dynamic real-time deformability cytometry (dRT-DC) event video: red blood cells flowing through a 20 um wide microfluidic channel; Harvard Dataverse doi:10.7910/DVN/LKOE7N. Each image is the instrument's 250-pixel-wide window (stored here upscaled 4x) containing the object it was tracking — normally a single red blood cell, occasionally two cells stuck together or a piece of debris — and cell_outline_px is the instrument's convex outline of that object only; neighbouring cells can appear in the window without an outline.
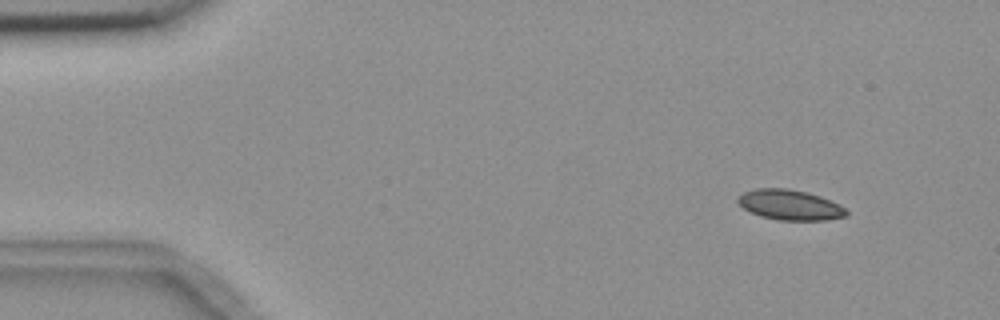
{"species": "common noctule bat (a hibernating species)", "species_latin": "Nyctalus noctula", "temperature_condition": "room temperature", "stored_images_in_passage": 6, "camera_frame_rate_fps": 3000, "um_per_image_px": 0.085, "animal": {"sex": "female", "body_mass_g": 18.4}, "frame": {"image": 1, "passage_image": 2, "time_ms": 1.0, "image_size_px": [1000, 320], "cell_outline_px": [[848, 216], [828, 220], [776, 220], [760, 216], [744, 208], [736, 200], [744, 192], [756, 188], [788, 188], [808, 192], [820, 196], [840, 204], [848, 212]], "centroid_in_image_um": [67.18, 17.42], "position_along_channel_um": 17.8, "area_um2": 19.19}}
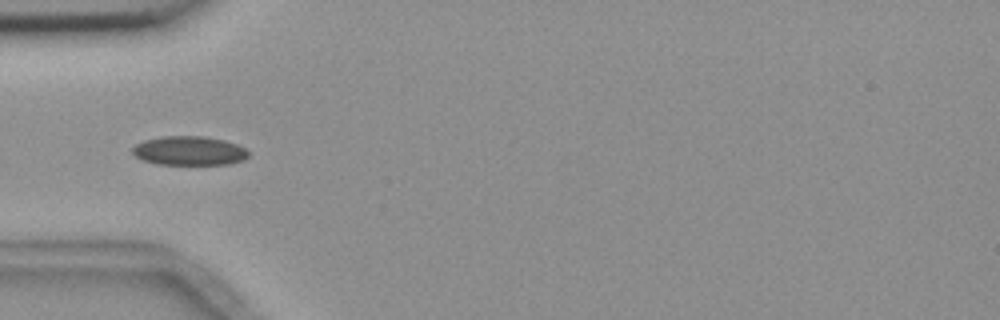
{"frame": {"image": 2, "passage_image": 5, "time_ms": 5.0, "image_size_px": [1000, 320], "cell_outline_px": [[248, 156], [244, 160], [228, 164], [156, 164], [140, 160], [132, 152], [132, 148], [136, 144], [144, 140], [164, 136], [204, 136], [224, 140], [236, 144], [244, 148], [248, 152]], "centroid_in_image_um": [16.06, 12.82], "position_along_channel_um": 68.9, "area_um2": 19.65}}